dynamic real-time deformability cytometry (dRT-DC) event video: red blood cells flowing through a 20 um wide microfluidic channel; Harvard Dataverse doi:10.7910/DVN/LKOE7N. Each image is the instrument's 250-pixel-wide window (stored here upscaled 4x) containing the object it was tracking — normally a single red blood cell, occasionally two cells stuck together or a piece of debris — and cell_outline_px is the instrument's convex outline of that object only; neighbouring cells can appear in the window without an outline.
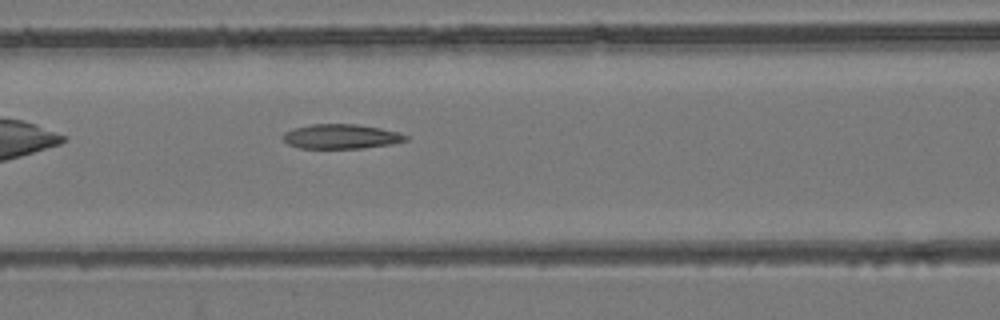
{"species": "common noctule bat (a hibernating species)", "species_latin": "Nyctalus noctula", "temperature_condition": "room temperature", "stored_images_in_passage": 39, "camera_frame_rate_fps": 3000, "um_per_image_px": 0.085, "animal": {"sex": "female", "body_mass_g": 24.6, "forearm_length_mm": 56.2}, "frame": {"image": 1, "passage_image": 8, "time_ms": 2.333, "image_size_px": [1000, 320], "cell_outline_px": [[408, 140], [392, 144], [364, 148], [300, 148], [288, 144], [284, 140], [284, 132], [292, 128], [312, 124], [356, 124], [380, 128], [396, 132], [408, 136]], "centroid_in_image_um": [28.99, 11.6], "position_along_channel_um": 137.6, "area_um2": 17.51}}
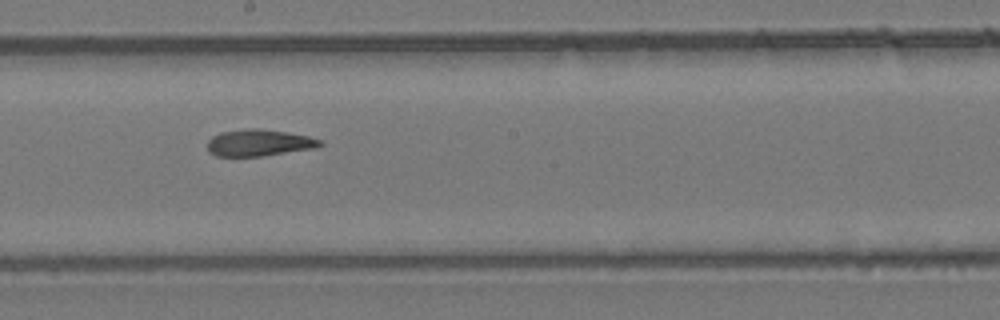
{"frame": {"image": 2, "passage_image": 15, "time_ms": 4.667, "image_size_px": [1000, 320], "cell_outline_px": [[324, 144], [316, 148], [260, 156], [216, 156], [208, 152], [208, 140], [212, 136], [220, 132], [244, 128], [256, 128], [284, 132], [308, 136], [324, 140]], "centroid_in_image_um": [22.01, 12.13], "position_along_channel_um": 226.2, "area_um2": 17.57}}
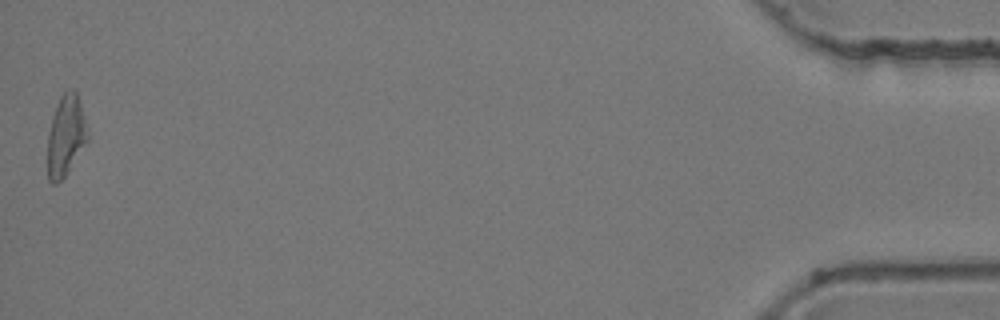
{"frame": {"image": 3, "passage_image": 39, "time_ms": 12.667, "image_size_px": [1000, 320], "cell_outline_px": [[88, 140], [64, 176], [56, 184], [52, 184], [48, 180], [48, 132], [52, 116], [60, 96], [68, 88], [72, 88], [76, 92], [88, 128]], "centroid_in_image_um": [5.59, 11.51], "position_along_channel_um": 429.6, "area_um2": 18.67}, "authors_computed_cell_mechanics": {"area_um2": 18.2648, "velocity_mm_per_s": 3.8083, "shape_relaxation_time_tau1_ms": 8.9576, "shape_relaxation_time_tau2_ms": 9.1216, "deformation_change_tau1": 0.191, "deformation_change_tau2": 0.2237}}